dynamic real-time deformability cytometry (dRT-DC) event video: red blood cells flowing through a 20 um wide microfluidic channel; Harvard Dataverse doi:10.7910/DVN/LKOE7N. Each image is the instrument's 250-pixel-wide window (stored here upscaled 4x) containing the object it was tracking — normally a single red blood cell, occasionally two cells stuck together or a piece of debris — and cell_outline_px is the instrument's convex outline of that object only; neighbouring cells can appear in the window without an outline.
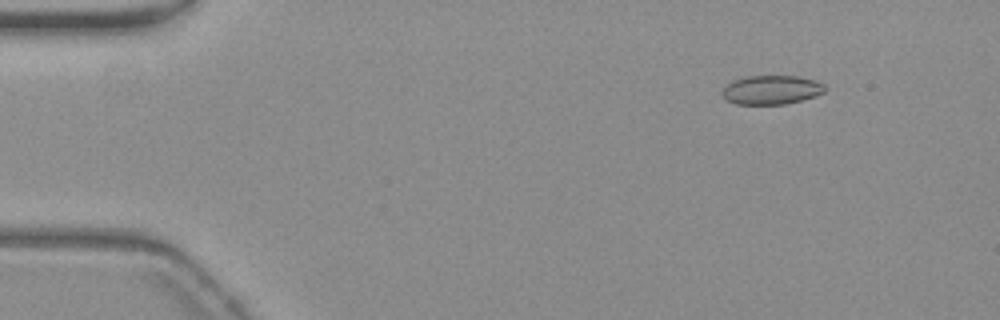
{"species": "common noctule bat (a hibernating species)", "species_latin": "Nyctalus noctula", "temperature_condition": "warm", "stored_images_in_passage": 22, "camera_frame_rate_fps": 3000, "um_per_image_px": 0.085, "animal": {"sex": "female", "body_mass_g": 19.3, "forearm_length_mm": 54.1}, "frame": {"image": 1, "passage_image": 7, "time_ms": 2.0, "image_size_px": [1000, 320], "cell_outline_px": [[824, 92], [816, 96], [784, 104], [736, 104], [720, 96], [720, 92], [732, 80], [748, 76], [796, 76], [816, 80], [824, 84]], "centroid_in_image_um": [65.54, 7.63], "position_along_channel_um": 19.5, "area_um2": 17.34}}
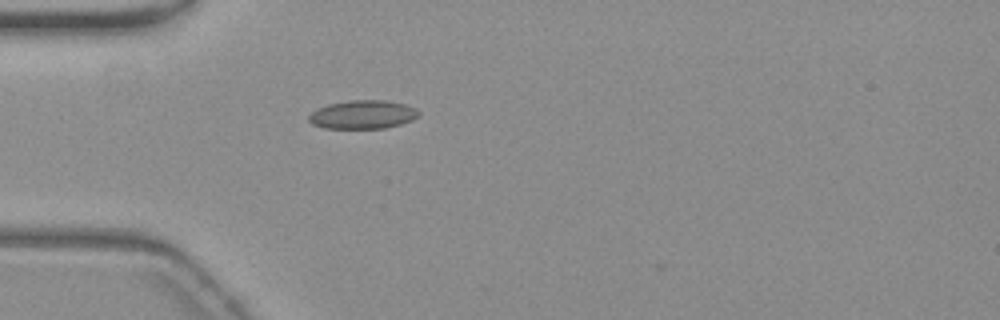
{"frame": {"image": 2, "passage_image": 17, "time_ms": 5.333, "image_size_px": [1000, 320], "cell_outline_px": [[420, 116], [412, 120], [400, 124], [384, 128], [324, 128], [312, 124], [308, 120], [308, 116], [316, 108], [328, 104], [352, 100], [384, 100], [404, 104], [416, 108], [420, 112]], "centroid_in_image_um": [30.83, 9.73], "position_along_channel_um": 54.2, "area_um2": 18.32}}
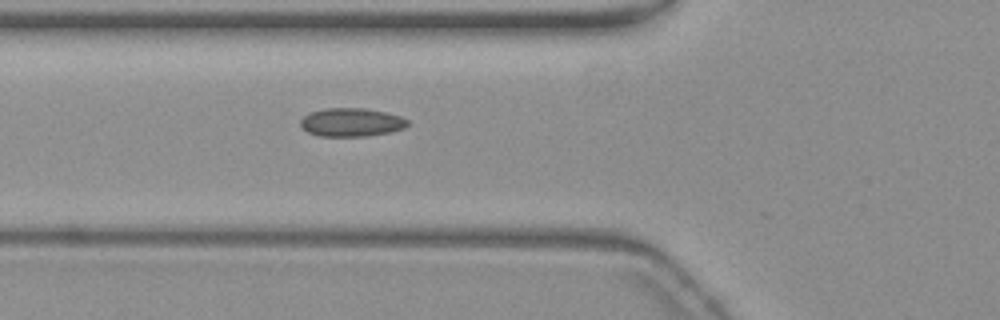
{"frame": {"image": 3, "passage_image": 21, "time_ms": 6.667, "image_size_px": [1000, 320], "cell_outline_px": [[408, 124], [404, 128], [392, 132], [368, 136], [320, 136], [308, 132], [300, 124], [300, 120], [308, 112], [324, 108], [364, 108], [384, 112], [400, 116], [408, 120]], "centroid_in_image_um": [29.86, 10.39], "position_along_channel_um": 95.9, "area_um2": 17.8}}